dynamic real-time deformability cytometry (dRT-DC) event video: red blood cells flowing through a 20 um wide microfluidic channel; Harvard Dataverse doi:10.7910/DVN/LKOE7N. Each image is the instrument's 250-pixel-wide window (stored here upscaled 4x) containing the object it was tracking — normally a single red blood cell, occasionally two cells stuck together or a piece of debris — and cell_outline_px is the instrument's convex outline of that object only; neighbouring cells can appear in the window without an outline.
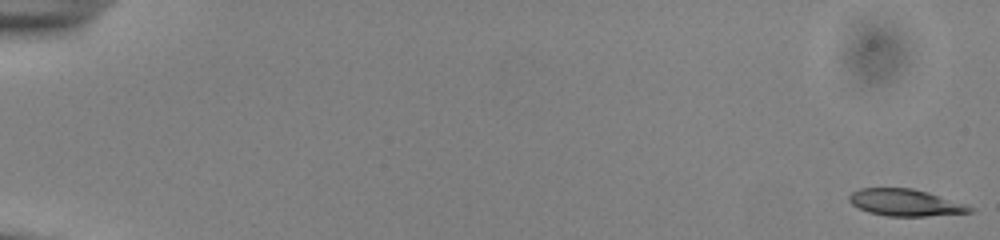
{"species": "common noctule bat (a hibernating species)", "species_latin": "Nyctalus noctula", "temperature_condition": "cold", "stored_images_in_passage": 54, "camera_frame_rate_fps": 3000, "um_per_image_px": 0.085, "animal": {"sex": "male", "body_mass_g": 13.0, "forearm_length_mm": 53.1}, "frame": {"image": 1, "passage_image": 1, "time_ms": 0.0, "image_size_px": [1000, 240], "cell_outline_px": [[976, 208], [972, 212], [924, 216], [888, 216], [868, 212], [852, 204], [848, 200], [848, 196], [852, 192], [860, 188], [912, 188], [928, 192], [968, 204]], "centroid_in_image_um": [76.99, 17.21], "position_along_channel_um": 8.0, "area_um2": 18.96}}
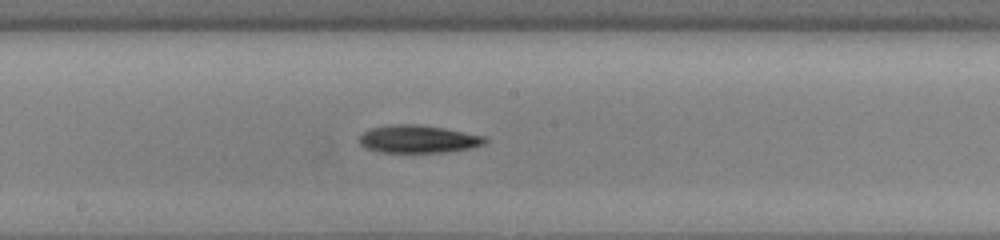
{"frame": {"image": 2, "passage_image": 31, "time_ms": 10.0, "image_size_px": [1000, 240], "cell_outline_px": [[488, 140], [484, 144], [472, 148], [444, 152], [380, 152], [368, 148], [360, 144], [360, 136], [364, 132], [372, 128], [392, 124], [416, 124], [444, 128], [484, 136]], "centroid_in_image_um": [35.57, 11.82], "position_along_channel_um": 212.6, "area_um2": 20.11}}
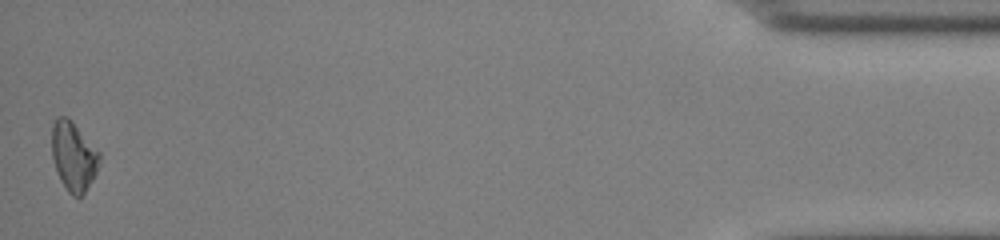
{"frame": {"image": 3, "passage_image": 54, "time_ms": 17.667, "image_size_px": [1000, 240], "cell_outline_px": [[100, 164], [92, 180], [84, 192], [80, 196], [72, 196], [68, 192], [60, 180], [52, 160], [52, 124], [56, 116], [68, 116], [72, 120], [100, 152]], "centroid_in_image_um": [6.24, 13.25], "position_along_channel_um": 429.0, "area_um2": 19.36}, "authors_computed_cell_mechanics": {"area_um2": 19.4786, "velocity_mm_per_s": 3.8902, "shape_relaxation_time_tau1_ms": 6.8735, "shape_relaxation_time_tau2_ms": null, "deformation_change_tau1": 0.1713, "deformation_change_tau2": null}}